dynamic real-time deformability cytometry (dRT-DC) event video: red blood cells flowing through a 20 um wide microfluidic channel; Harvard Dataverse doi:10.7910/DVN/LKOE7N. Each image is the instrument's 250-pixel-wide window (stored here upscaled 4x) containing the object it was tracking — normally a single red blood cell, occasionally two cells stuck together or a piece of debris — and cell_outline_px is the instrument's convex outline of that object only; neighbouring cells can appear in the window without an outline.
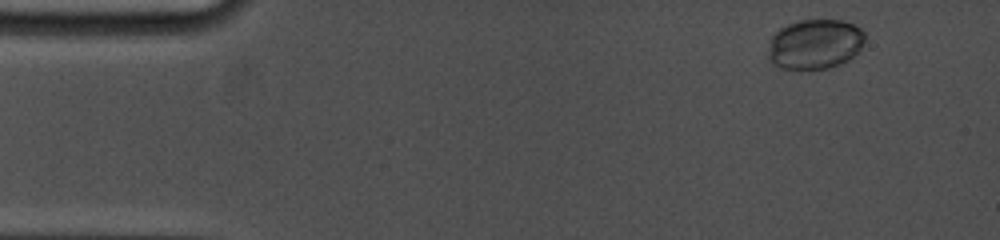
{"species": "common noctule bat (a hibernating species)", "species_latin": "Nyctalus noctula", "temperature_condition": "cold", "stored_images_in_passage": 9, "camera_frame_rate_fps": 5000, "um_per_image_px": 0.085, "animal": {"sex": "female", "body_mass_g": 19.0, "forearm_length_mm": 53.3}, "frame": {"image": 1, "passage_image": 1, "time_ms": 0.0, "image_size_px": [1000, 240], "cell_outline_px": [[864, 40], [860, 48], [848, 60], [840, 64], [828, 68], [780, 68], [772, 64], [768, 56], [768, 52], [772, 36], [780, 28], [788, 24], [800, 20], [840, 20], [852, 24], [860, 28], [864, 32]], "centroid_in_image_um": [69.25, 3.74], "position_along_channel_um": 15.7, "area_um2": 27.8}}
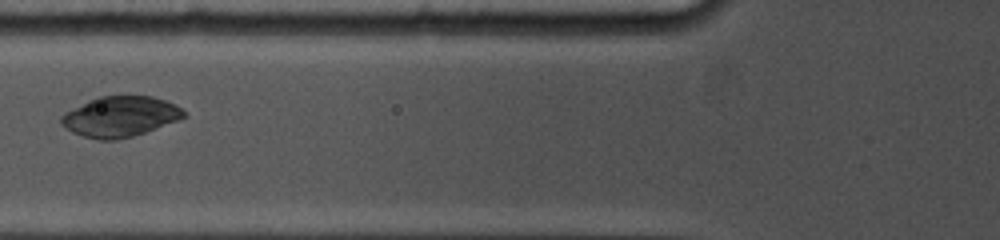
{"frame": {"image": 2, "passage_image": 7, "time_ms": 5.2, "image_size_px": [1000, 240], "cell_outline_px": [[188, 116], [156, 128], [132, 136], [116, 140], [96, 140], [72, 132], [64, 128], [60, 124], [60, 116], [64, 112], [100, 96], [152, 96], [176, 104]], "centroid_in_image_um": [10.19, 9.92], "position_along_channel_um": 115.6, "area_um2": 28.73}}
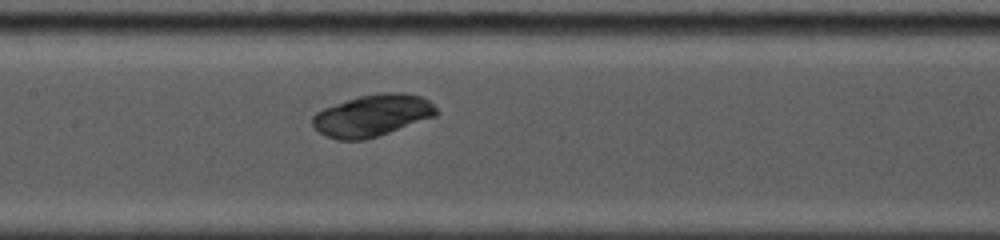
{"frame": {"image": 3, "passage_image": 9, "time_ms": 6.8, "image_size_px": [1000, 240], "cell_outline_px": [[440, 112], [436, 116], [364, 140], [336, 140], [320, 132], [312, 124], [312, 116], [316, 112], [324, 108], [360, 96], [380, 92], [400, 92], [420, 96], [428, 100]], "centroid_in_image_um": [31.66, 9.81], "position_along_channel_um": 175.7, "area_um2": 29.82}}